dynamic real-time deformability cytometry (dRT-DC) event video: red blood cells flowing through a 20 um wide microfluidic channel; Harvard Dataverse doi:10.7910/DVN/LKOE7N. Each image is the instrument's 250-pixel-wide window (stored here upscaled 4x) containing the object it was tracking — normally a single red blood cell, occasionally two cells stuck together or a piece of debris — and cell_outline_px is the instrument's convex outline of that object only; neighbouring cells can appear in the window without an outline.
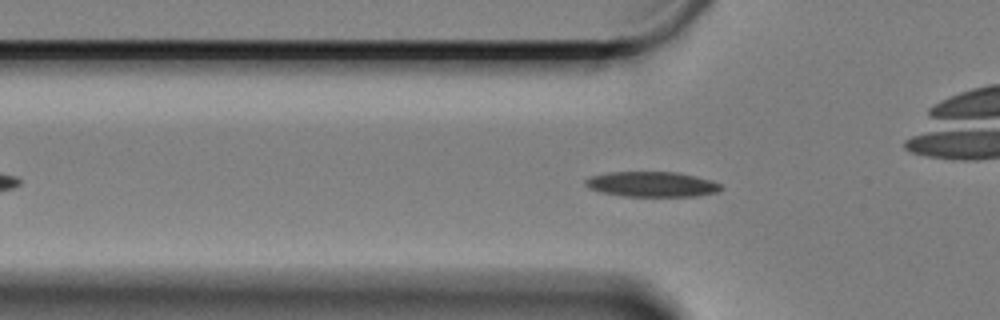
{"species": "Egyptian fruit bat (a non-hibernating species)", "species_latin": "Rousettus aegyptiacus", "temperature_condition": "cold", "stored_images_in_passage": 56, "camera_frame_rate_fps": 3000, "um_per_image_px": 0.085, "animal": {"sex": "female"}, "frame": {"image": 1, "passage_image": 14, "time_ms": 4.333, "image_size_px": [1000, 320], "cell_outline_px": [[724, 188], [716, 192], [696, 196], [624, 196], [604, 192], [588, 188], [584, 184], [584, 180], [592, 176], [608, 172], [676, 172], [696, 176], [712, 180], [720, 184]], "centroid_in_image_um": [55.42, 15.65], "position_along_channel_um": 70.4, "area_um2": 19.83}}
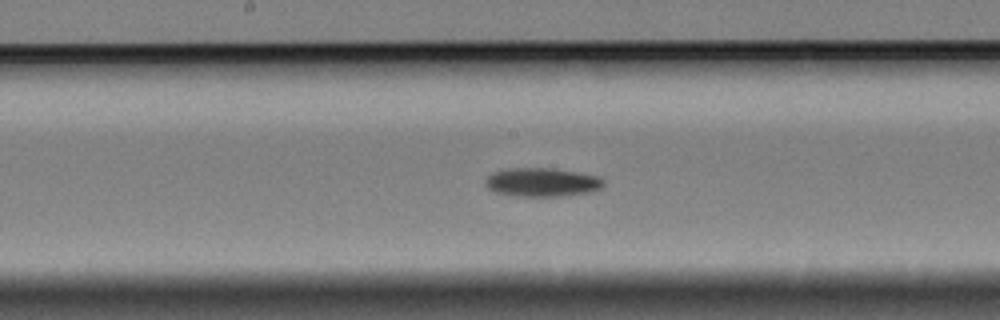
{"frame": {"image": 2, "passage_image": 26, "time_ms": 8.333, "image_size_px": [1000, 320], "cell_outline_px": [[604, 184], [600, 188], [592, 192], [564, 196], [516, 196], [496, 192], [488, 188], [484, 184], [484, 180], [492, 172], [508, 168], [556, 168], [600, 176], [604, 180]], "centroid_in_image_um": [46.09, 15.48], "position_along_channel_um": 202.1, "area_um2": 20.06}}
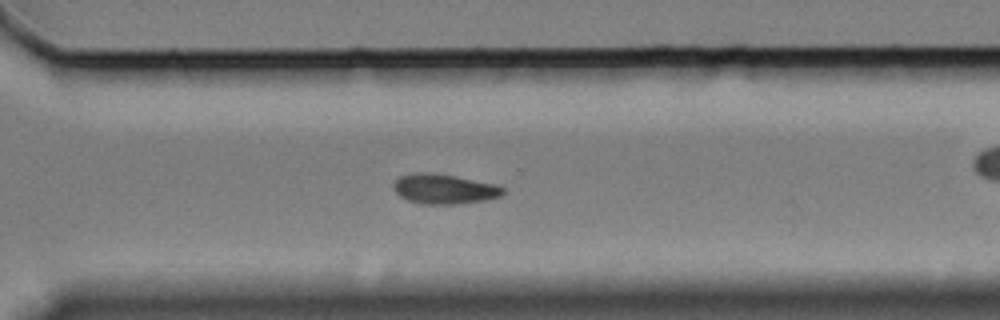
{"frame": {"image": 3, "passage_image": 38, "time_ms": 12.333, "image_size_px": [1000, 320], "cell_outline_px": [[504, 192], [500, 196], [488, 200], [460, 204], [424, 204], [408, 200], [400, 196], [392, 188], [392, 184], [400, 176], [416, 172], [428, 172], [452, 176], [496, 184], [504, 188]], "centroid_in_image_um": [37.75, 16.07], "position_along_channel_um": 332.9, "area_um2": 19.02}, "authors_computed_cell_mechanics": {"area_um2": 18.9006, "velocity_mm_per_s": 3.2765, "shape_relaxation_time_tau1_ms": 5.5115, "shape_relaxation_time_tau2_ms": null, "deformation_change_tau1": 0.1068, "deformation_change_tau2": null}}